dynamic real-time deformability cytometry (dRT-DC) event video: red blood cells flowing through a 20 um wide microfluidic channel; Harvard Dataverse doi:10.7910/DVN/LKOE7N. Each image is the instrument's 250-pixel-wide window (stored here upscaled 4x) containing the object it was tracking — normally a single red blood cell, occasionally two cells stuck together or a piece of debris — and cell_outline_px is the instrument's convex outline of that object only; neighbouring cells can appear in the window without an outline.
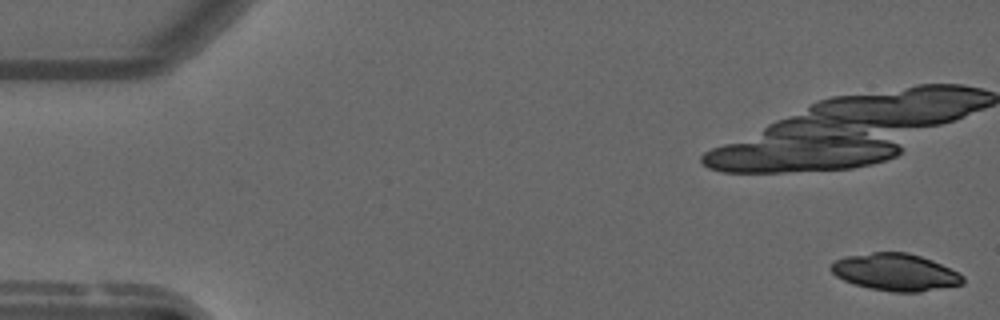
{"species": "common noctule bat (a hibernating species)", "species_latin": "Nyctalus noctula", "temperature_condition": "warm", "stored_images_in_passage": 16, "camera_frame_rate_fps": 3000, "um_per_image_px": 0.085, "animal": {"sex": "male", "forearm_length_mm": 52.5}, "frame": {"image": 1, "passage_image": 1, "time_ms": 0.0, "image_size_px": [1000, 320], "cell_outline_px": [[964, 284], [920, 292], [892, 292], [868, 288], [844, 280], [836, 276], [828, 268], [836, 260], [844, 256], [872, 252], [908, 252], [932, 260], [964, 276]], "centroid_in_image_um": [76.09, 23.13], "position_along_channel_um": 8.9, "area_um2": 28.5}}